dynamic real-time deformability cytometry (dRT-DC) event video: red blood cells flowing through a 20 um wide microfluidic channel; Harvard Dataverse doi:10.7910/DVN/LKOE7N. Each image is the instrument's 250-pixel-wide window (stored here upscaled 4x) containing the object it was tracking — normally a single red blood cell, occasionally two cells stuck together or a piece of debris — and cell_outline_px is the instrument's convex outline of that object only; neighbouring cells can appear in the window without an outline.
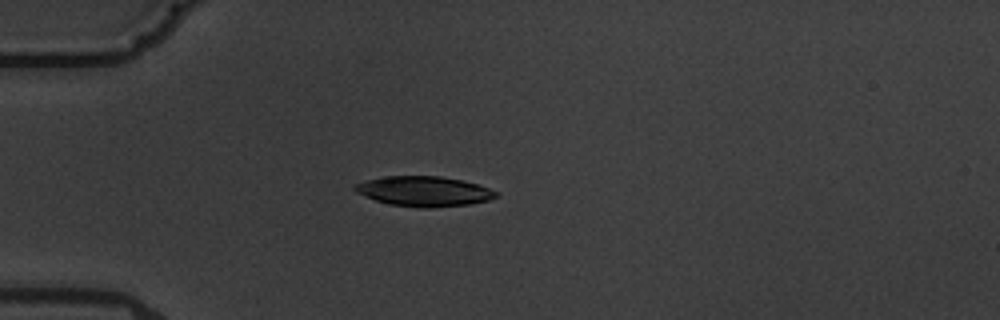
{"species": "common noctule bat (a hibernating species)", "species_latin": "Nyctalus noctula", "temperature_condition": "warm", "stored_images_in_passage": 4, "camera_frame_rate_fps": 3000, "um_per_image_px": 0.085, "animal": {"sex": "male", "body_mass_g": 19.5, "forearm_length_mm": 54.6}, "frame": {"image": 1, "passage_image": 2, "time_ms": 1.333, "image_size_px": [1000, 320], "cell_outline_px": [[500, 192], [496, 196], [488, 200], [468, 204], [432, 208], [420, 208], [388, 204], [376, 200], [356, 192], [352, 188], [356, 184], [368, 180], [384, 176], [440, 176], [460, 180], [476, 184]], "centroid_in_image_um": [36.03, 16.26], "position_along_channel_um": 49.0, "area_um2": 24.51}}
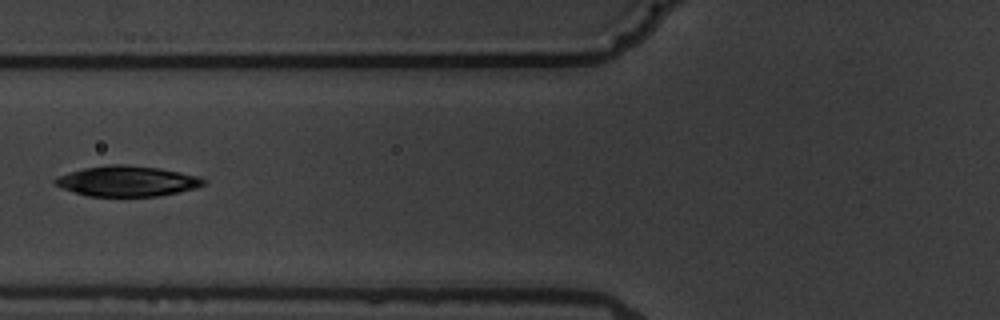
{"frame": {"image": 2, "passage_image": 4, "time_ms": 3.667, "image_size_px": [1000, 320], "cell_outline_px": [[208, 180], [204, 184], [196, 188], [156, 196], [88, 196], [60, 188], [52, 180], [60, 176], [84, 168], [112, 164], [120, 164], [160, 168], [200, 176]], "centroid_in_image_um": [10.83, 15.39], "position_along_channel_um": 115.0, "area_um2": 26.13}}